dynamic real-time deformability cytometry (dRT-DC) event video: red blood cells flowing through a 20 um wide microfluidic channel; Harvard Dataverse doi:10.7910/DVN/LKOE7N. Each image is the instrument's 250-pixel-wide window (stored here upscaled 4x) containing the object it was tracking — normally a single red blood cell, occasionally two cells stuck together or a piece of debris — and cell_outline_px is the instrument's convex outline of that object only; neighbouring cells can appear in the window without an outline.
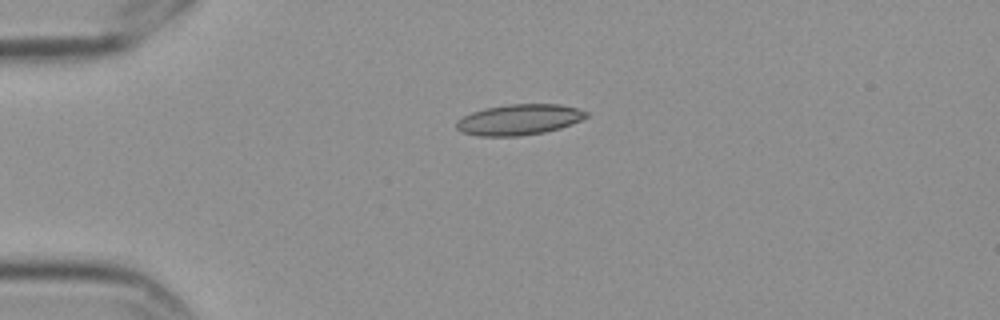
{"species": "Egyptian fruit bat (a non-hibernating species)", "species_latin": "Rousettus aegyptiacus", "temperature_condition": "cold", "stored_images_in_passage": 3, "camera_frame_rate_fps": 3000, "um_per_image_px": 0.085, "frame": {"image": 1, "passage_image": 1, "time_ms": 0.0, "image_size_px": [1000, 320], "cell_outline_px": [[588, 116], [572, 124], [560, 128], [544, 132], [516, 136], [476, 136], [460, 132], [456, 128], [456, 120], [472, 112], [484, 108], [508, 104], [560, 104], [576, 108], [588, 112]], "centroid_in_image_um": [44.09, 10.17], "position_along_channel_um": 40.9, "area_um2": 23.29}}
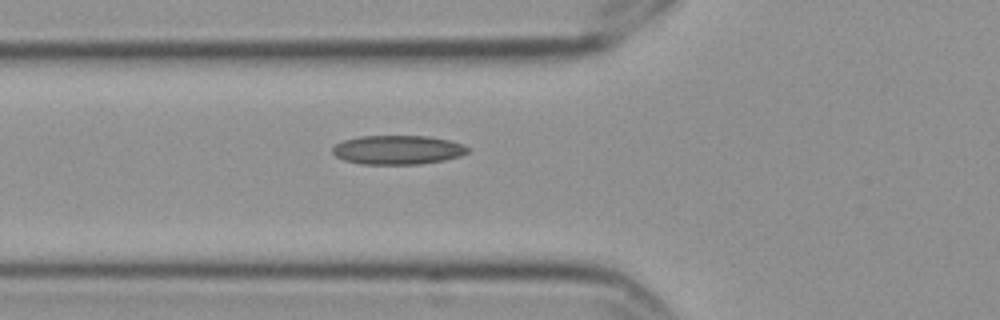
{"frame": {"image": 2, "passage_image": 3, "time_ms": 0.667, "image_size_px": [1000, 320], "cell_outline_px": [[468, 152], [460, 156], [444, 160], [420, 164], [360, 164], [344, 160], [336, 156], [332, 152], [332, 148], [336, 144], [344, 140], [360, 136], [428, 136], [448, 140], [464, 144], [468, 148]], "centroid_in_image_um": [33.8, 12.74], "position_along_channel_um": 92.0, "area_um2": 22.89}}